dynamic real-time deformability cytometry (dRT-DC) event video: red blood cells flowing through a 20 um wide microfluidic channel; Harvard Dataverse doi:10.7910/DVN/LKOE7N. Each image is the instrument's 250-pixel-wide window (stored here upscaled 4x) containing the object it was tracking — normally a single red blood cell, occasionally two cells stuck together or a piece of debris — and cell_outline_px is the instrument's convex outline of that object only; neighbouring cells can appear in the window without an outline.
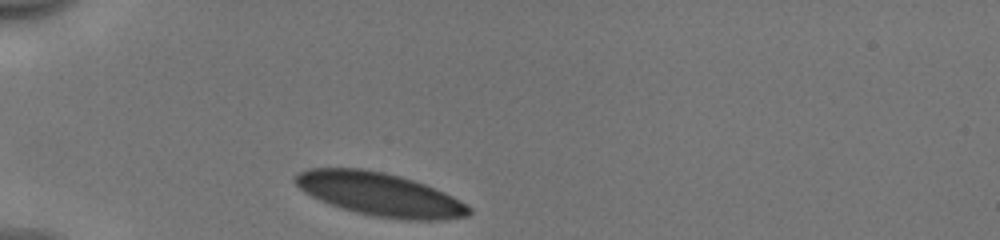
{"species": "human", "species_latin": "Homo sapiens", "temperature_condition": "cold", "stored_images_in_passage": 30, "camera_frame_rate_fps": 3000, "um_per_image_px": 0.085, "donor": {"sex": "male"}, "frame": {"image": 1, "passage_image": 1, "time_ms": 0.0, "image_size_px": [1000, 240], "cell_outline_px": [[472, 212], [468, 216], [440, 220], [404, 220], [376, 216], [356, 212], [320, 200], [304, 192], [292, 180], [292, 176], [296, 172], [308, 168], [364, 168], [384, 172], [400, 176], [436, 188], [460, 200], [472, 208]], "centroid_in_image_um": [32.27, 16.5], "position_along_channel_um": 52.7, "area_um2": 43.81}}
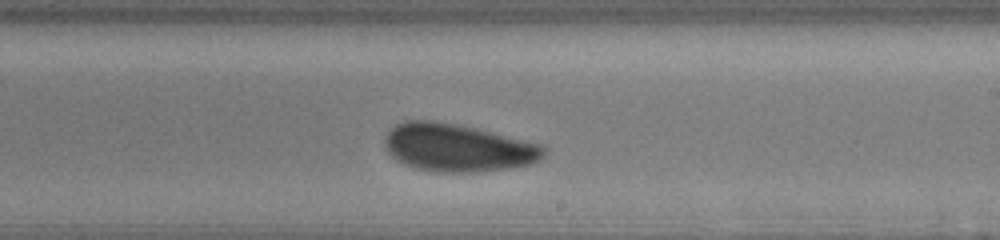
{"frame": {"image": 2, "passage_image": 18, "time_ms": 5.667, "image_size_px": [1000, 240], "cell_outline_px": [[548, 152], [540, 160], [532, 164], [508, 168], [476, 172], [432, 172], [416, 168], [404, 164], [396, 160], [388, 152], [384, 144], [384, 136], [396, 124], [404, 120], [436, 120], [476, 128], [540, 144]], "centroid_in_image_um": [38.88, 12.55], "position_along_channel_um": 250.1, "area_um2": 44.51}}
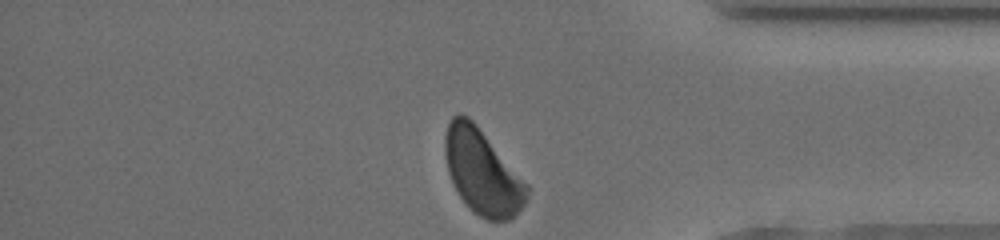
{"frame": {"image": 3, "passage_image": 30, "time_ms": 9.667, "image_size_px": [1000, 240], "cell_outline_px": [[528, 200], [508, 220], [488, 220], [472, 212], [460, 196], [452, 184], [448, 172], [444, 156], [444, 136], [448, 124], [452, 116], [460, 112], [468, 116], [476, 124], [528, 184]], "centroid_in_image_um": [40.96, 14.59], "position_along_channel_um": 394.2, "area_um2": 40.46}, "authors_computed_cell_mechanics": {"area_um2": 44.5927, "velocity_mm_per_s": 3.9129, "shape_relaxation_time_tau1_ms": 2.9988, "shape_relaxation_time_tau2_ms": 1.7813, "deformation_change_tau1": 0.0815, "deformation_change_tau2": 0.071}}